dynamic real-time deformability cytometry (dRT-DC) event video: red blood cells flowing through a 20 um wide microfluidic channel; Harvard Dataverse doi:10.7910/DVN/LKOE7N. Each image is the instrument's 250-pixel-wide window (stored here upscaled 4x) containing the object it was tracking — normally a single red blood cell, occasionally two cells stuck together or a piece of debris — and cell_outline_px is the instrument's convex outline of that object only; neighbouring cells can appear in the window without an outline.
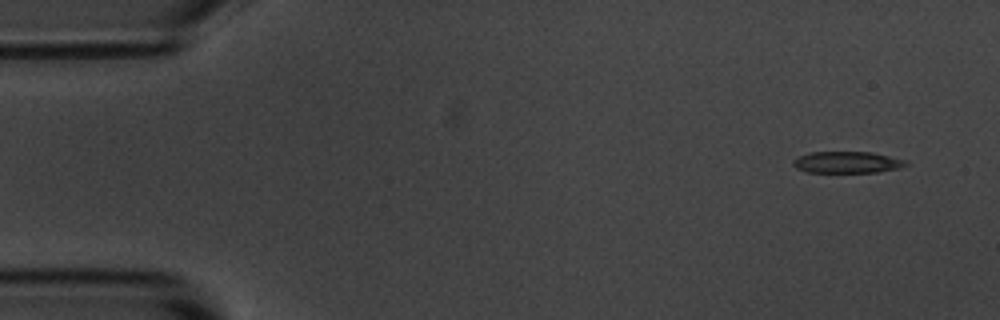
{"species": "common noctule bat (a hibernating species)", "species_latin": "Nyctalus noctula", "temperature_condition": "room temperature", "stored_images_in_passage": 5, "camera_frame_rate_fps": 3000, "um_per_image_px": 0.085, "animal": {"sex": "male", "body_mass_g": 20.1, "forearm_length_mm": 53.5}, "frame": {"image": 1, "passage_image": 1, "time_ms": 0.0, "image_size_px": [1000, 320], "cell_outline_px": [[908, 164], [900, 168], [876, 172], [804, 172], [796, 168], [792, 164], [792, 160], [796, 156], [812, 152], [872, 152], [908, 160]], "centroid_in_image_um": [71.99, 13.79], "position_along_channel_um": 13.0, "area_um2": 14.33}}